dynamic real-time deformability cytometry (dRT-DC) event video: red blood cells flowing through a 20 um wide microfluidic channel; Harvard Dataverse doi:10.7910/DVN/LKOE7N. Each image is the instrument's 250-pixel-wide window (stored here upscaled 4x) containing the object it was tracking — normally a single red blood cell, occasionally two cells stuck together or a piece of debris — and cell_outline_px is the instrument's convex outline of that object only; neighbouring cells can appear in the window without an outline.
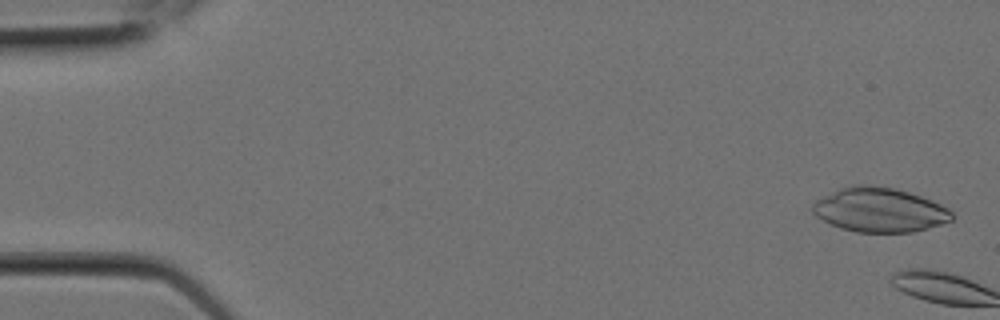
{"species": "Egyptian fruit bat (a non-hibernating species)", "species_latin": "Rousettus aegyptiacus", "temperature_condition": "room temperature", "stored_images_in_passage": 2, "camera_frame_rate_fps": 3000, "um_per_image_px": 0.085, "animal": {"sex": "female"}, "frame": {"image": 1, "passage_image": 1, "time_ms": 0.0, "image_size_px": [1000, 320], "cell_outline_px": [[956, 216], [952, 220], [928, 228], [912, 232], [856, 232], [840, 228], [816, 216], [812, 212], [812, 204], [816, 200], [840, 188], [852, 184], [872, 184], [892, 188], [908, 192], [932, 200], [948, 208]], "centroid_in_image_um": [74.77, 17.83], "position_along_channel_um": 10.2, "area_um2": 36.01}}